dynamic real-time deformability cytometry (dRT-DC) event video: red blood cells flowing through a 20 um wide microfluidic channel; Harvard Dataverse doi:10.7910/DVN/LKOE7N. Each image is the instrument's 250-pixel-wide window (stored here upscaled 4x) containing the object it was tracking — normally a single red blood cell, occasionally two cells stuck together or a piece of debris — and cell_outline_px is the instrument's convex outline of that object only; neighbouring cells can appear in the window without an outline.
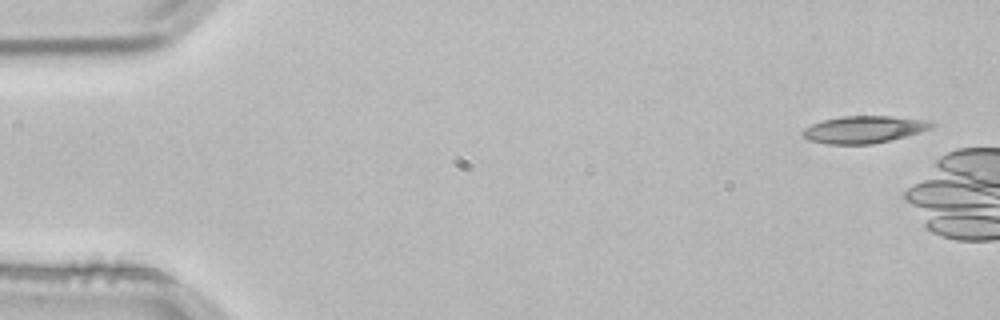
{"species": "common noctule bat (a hibernating species)", "species_latin": "Nyctalus noctula", "temperature_condition": "room temperature", "stored_images_in_passage": 5, "camera_frame_rate_fps": 3000, "um_per_image_px": 0.085, "animal": {"sex": "male", "body_mass_g": 21.5, "forearm_length_mm": 52.0}, "frame": {"image": 1, "passage_image": 1, "time_ms": 0.0, "image_size_px": [1000, 320], "cell_outline_px": [[936, 124], [932, 128], [904, 136], [872, 144], [828, 144], [808, 140], [800, 132], [804, 128], [812, 124], [824, 120], [844, 116], [892, 116], [924, 120]], "centroid_in_image_um": [73.39, 11.0], "position_along_channel_um": 11.6, "area_um2": 20.11}}